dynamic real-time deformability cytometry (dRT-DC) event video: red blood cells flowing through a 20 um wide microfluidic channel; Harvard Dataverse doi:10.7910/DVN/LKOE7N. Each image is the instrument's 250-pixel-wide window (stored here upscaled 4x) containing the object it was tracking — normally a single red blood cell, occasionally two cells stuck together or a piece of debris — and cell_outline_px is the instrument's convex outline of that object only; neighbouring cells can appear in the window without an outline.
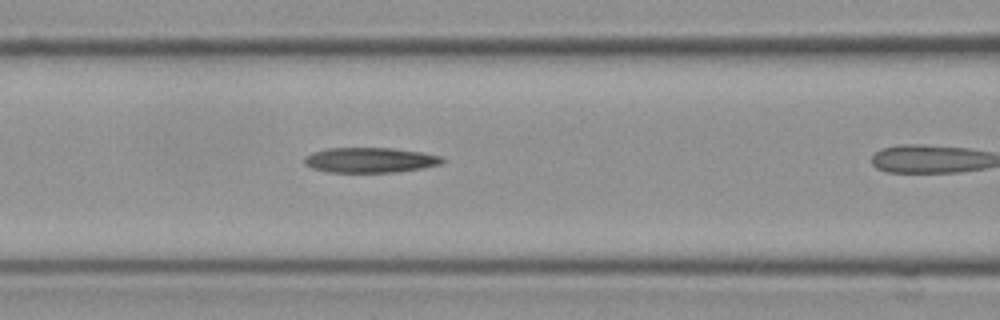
{"species": "Egyptian fruit bat (a non-hibernating species)", "species_latin": "Rousettus aegyptiacus", "temperature_condition": "cold", "stored_images_in_passage": 17, "camera_frame_rate_fps": 3000, "um_per_image_px": 0.085, "frame": {"image": 1, "passage_image": 10, "time_ms": 3.0, "image_size_px": [1000, 320], "cell_outline_px": [[444, 160], [440, 164], [420, 168], [396, 172], [328, 172], [312, 168], [304, 164], [304, 156], [312, 152], [328, 148], [392, 148], [420, 152], [440, 156]], "centroid_in_image_um": [31.39, 13.6], "position_along_channel_um": 135.2, "area_um2": 20.06}}
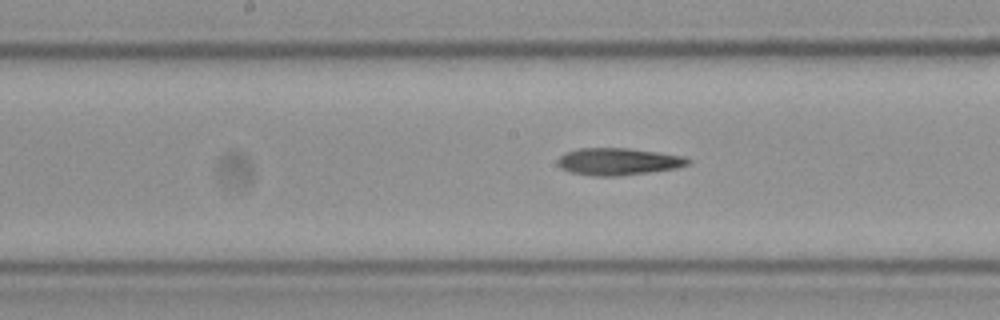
{"frame": {"image": 2, "passage_image": 15, "time_ms": 4.667, "image_size_px": [1000, 320], "cell_outline_px": [[692, 160], [688, 164], [676, 168], [648, 172], [612, 176], [592, 176], [568, 172], [560, 168], [556, 164], [556, 160], [564, 152], [580, 148], [628, 148], [684, 156]], "centroid_in_image_um": [52.48, 13.73], "position_along_channel_um": 195.7, "area_um2": 20.63}}